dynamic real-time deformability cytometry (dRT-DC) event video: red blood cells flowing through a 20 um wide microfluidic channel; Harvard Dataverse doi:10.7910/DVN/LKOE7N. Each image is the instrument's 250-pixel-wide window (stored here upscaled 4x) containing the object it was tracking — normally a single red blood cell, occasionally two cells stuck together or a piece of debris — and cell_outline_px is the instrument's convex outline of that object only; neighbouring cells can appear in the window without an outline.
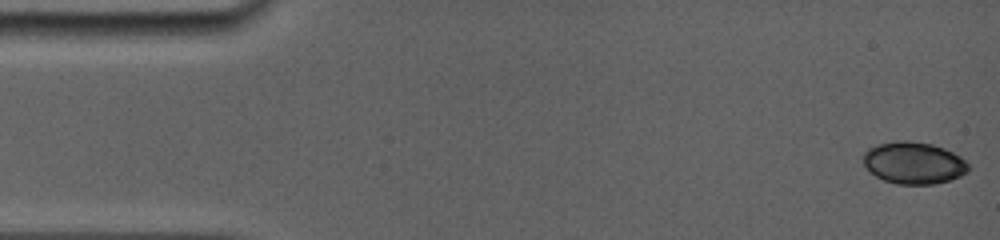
{"species": "common noctule bat (a hibernating species)", "species_latin": "Nyctalus noctula", "temperature_condition": "room temperature", "stored_images_in_passage": 11, "camera_frame_rate_fps": 5000, "um_per_image_px": 0.085, "animal": {"sex": "female", "body_mass_g": 19.0, "forearm_length_mm": 56.7}, "frame": {"image": 1, "passage_image": 1, "time_ms": 0.0, "image_size_px": [1000, 240], "cell_outline_px": [[968, 172], [960, 176], [936, 184], [896, 184], [884, 180], [876, 176], [864, 164], [860, 156], [868, 148], [876, 144], [896, 140], [908, 140], [932, 144], [944, 148], [960, 156], [968, 164]], "centroid_in_image_um": [77.63, 13.83], "position_along_channel_um": 7.4, "area_um2": 25.89}}
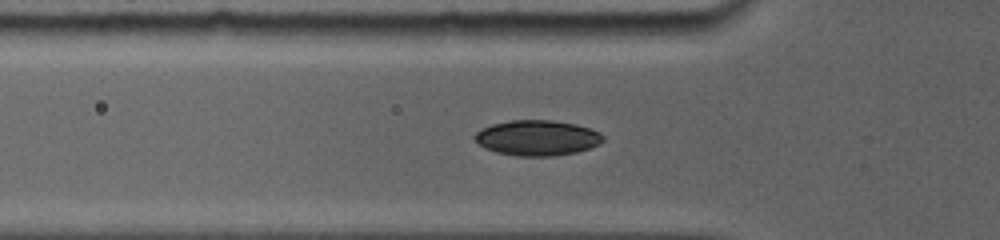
{"frame": {"image": 2, "passage_image": 7, "time_ms": 5.0, "image_size_px": [1000, 240], "cell_outline_px": [[604, 140], [600, 144], [576, 152], [556, 156], [516, 156], [496, 152], [484, 148], [472, 136], [476, 132], [492, 124], [512, 120], [552, 120], [576, 124], [600, 132], [604, 136]], "centroid_in_image_um": [45.67, 11.72], "position_along_channel_um": 80.1, "area_um2": 26.47}}
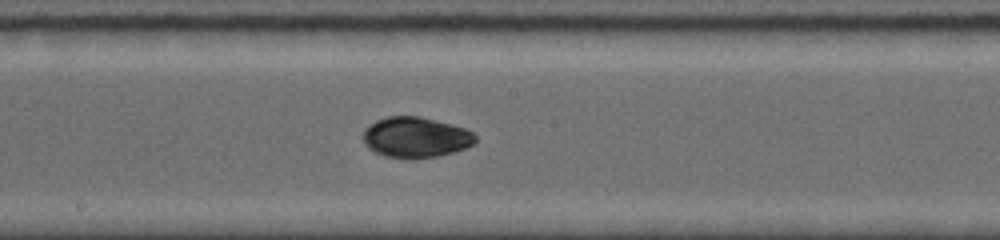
{"frame": {"image": 3, "passage_image": 11, "time_ms": 8.4, "image_size_px": [1000, 240], "cell_outline_px": [[476, 144], [452, 152], [436, 156], [384, 156], [368, 148], [364, 144], [364, 128], [368, 124], [376, 120], [388, 116], [420, 116], [452, 124], [464, 128], [472, 132], [476, 136]], "centroid_in_image_um": [35.33, 11.63], "position_along_channel_um": 212.9, "area_um2": 26.07}}